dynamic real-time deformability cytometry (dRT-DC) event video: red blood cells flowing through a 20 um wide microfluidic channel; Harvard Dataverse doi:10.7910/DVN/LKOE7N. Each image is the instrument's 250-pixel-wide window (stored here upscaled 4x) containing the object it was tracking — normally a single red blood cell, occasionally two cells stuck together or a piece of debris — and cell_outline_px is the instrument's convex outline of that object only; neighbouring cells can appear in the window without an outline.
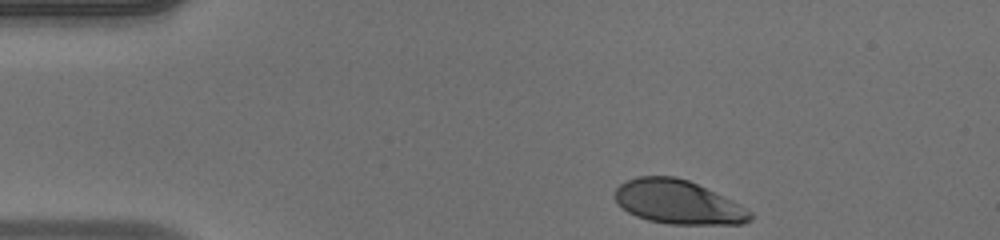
{"species": "human", "species_latin": "Homo sapiens", "temperature_condition": "warm", "stored_images_in_passage": 36, "camera_frame_rate_fps": 3000, "um_per_image_px": 0.085, "donor": {"sex": "male"}, "frame": {"image": 1, "passage_image": 1, "time_ms": 0.0, "image_size_px": [1000, 240], "cell_outline_px": [[752, 220], [740, 224], [668, 224], [648, 220], [636, 216], [628, 212], [616, 204], [616, 188], [620, 184], [628, 180], [640, 176], [676, 176], [688, 180], [752, 212]], "centroid_in_image_um": [57.57, 17.19], "position_along_channel_um": 27.4, "area_um2": 33.99}}
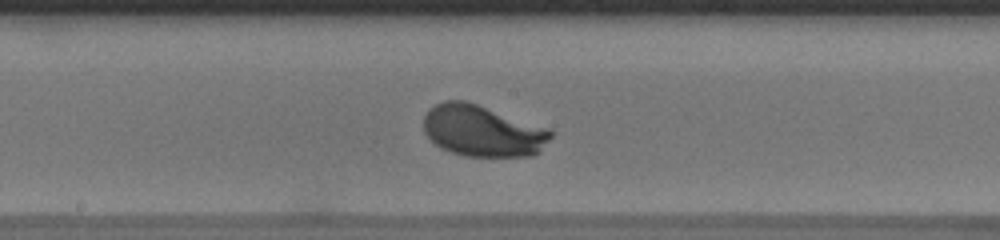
{"frame": {"image": 2, "passage_image": 19, "time_ms": 6.0, "image_size_px": [1000, 240], "cell_outline_px": [[552, 136], [540, 152], [532, 156], [468, 156], [452, 152], [440, 148], [424, 132], [424, 116], [436, 104], [444, 100], [464, 100], [548, 128], [552, 132]], "centroid_in_image_um": [41.03, 11.13], "position_along_channel_um": 207.2, "area_um2": 37.69}}
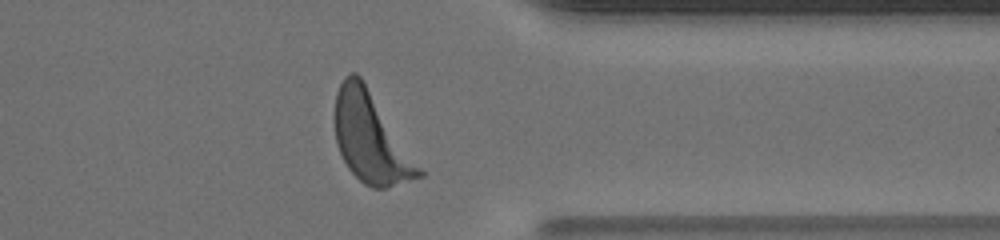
{"frame": {"image": 3, "passage_image": 32, "time_ms": 10.333, "image_size_px": [1000, 240], "cell_outline_px": [[424, 176], [384, 188], [372, 188], [364, 184], [348, 168], [336, 144], [332, 120], [332, 112], [336, 92], [344, 76], [348, 72], [356, 72], [360, 76], [424, 172]], "centroid_in_image_um": [31.44, 11.71], "position_along_channel_um": 380.0, "area_um2": 43.75}, "authors_computed_cell_mechanics": {"area_um2": 37.3388, "velocity_mm_per_s": 4.1435, "shape_relaxation_time_tau1_ms": 1.594, "shape_relaxation_time_tau2_ms": null, "deformation_change_tau1": 0.1484, "deformation_change_tau2": null}}